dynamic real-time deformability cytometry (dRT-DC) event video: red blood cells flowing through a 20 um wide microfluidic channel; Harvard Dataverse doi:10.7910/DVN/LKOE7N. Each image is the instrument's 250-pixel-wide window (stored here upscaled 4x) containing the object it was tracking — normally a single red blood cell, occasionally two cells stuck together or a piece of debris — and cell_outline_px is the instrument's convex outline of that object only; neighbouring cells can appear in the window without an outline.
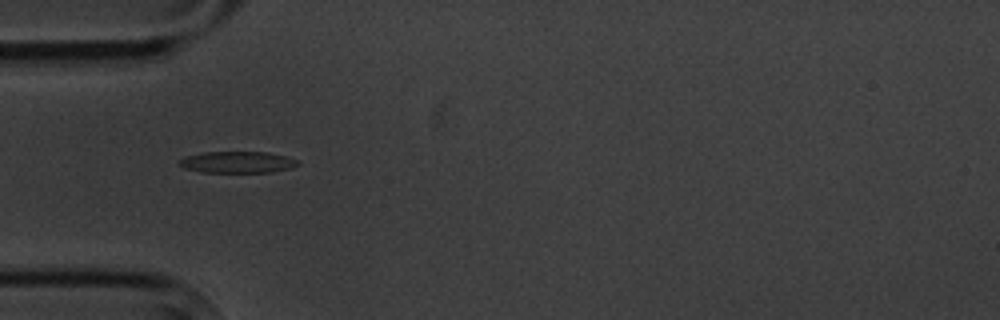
{"species": "common noctule bat (a hibernating species)", "species_latin": "Nyctalus noctula", "temperature_condition": "cold", "stored_images_in_passage": 2, "camera_frame_rate_fps": 3000, "um_per_image_px": 0.085, "animal": {"sex": "male", "body_mass_g": 20.1, "forearm_length_mm": 53.5}, "frame": {"image": 1, "passage_image": 1, "time_ms": 0.0, "image_size_px": [1000, 320], "cell_outline_px": [[300, 164], [288, 168], [272, 172], [200, 172], [184, 168], [176, 164], [180, 160], [188, 156], [204, 152], [268, 152], [288, 156], [300, 160]], "centroid_in_image_um": [20.21, 13.78], "position_along_channel_um": 64.8, "area_um2": 14.91}}
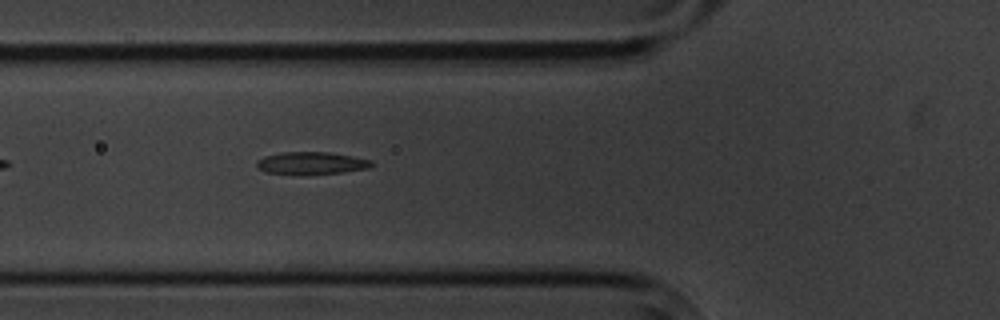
{"frame": {"image": 2, "passage_image": 2, "time_ms": 1.0, "image_size_px": [1000, 320], "cell_outline_px": [[372, 164], [368, 168], [344, 172], [308, 176], [300, 176], [264, 172], [256, 164], [256, 160], [264, 156], [280, 152], [328, 152], [352, 156], [372, 160]], "centroid_in_image_um": [26.42, 13.89], "position_along_channel_um": 99.4, "area_um2": 15.49}}